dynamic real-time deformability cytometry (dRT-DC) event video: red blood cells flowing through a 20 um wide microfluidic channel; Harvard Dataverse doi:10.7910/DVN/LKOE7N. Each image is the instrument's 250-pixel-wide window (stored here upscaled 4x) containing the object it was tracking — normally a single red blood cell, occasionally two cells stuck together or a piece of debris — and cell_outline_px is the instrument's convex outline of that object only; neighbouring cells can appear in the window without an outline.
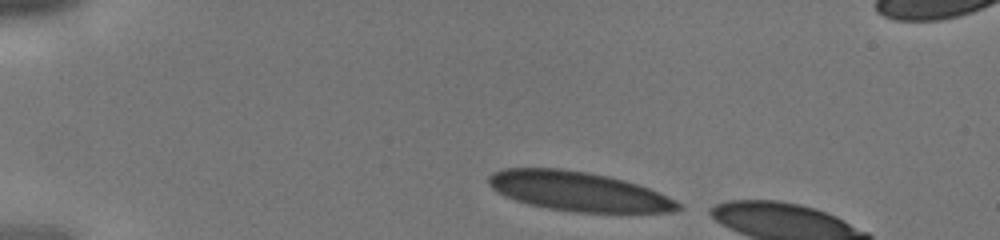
{"species": "human", "species_latin": "Homo sapiens", "temperature_condition": "cold", "stored_images_in_passage": 5, "camera_frame_rate_fps": 3000, "um_per_image_px": 0.085, "donor": {"sex": "male"}, "frame": {"image": 1, "passage_image": 1, "time_ms": 0.0, "image_size_px": [1000, 240], "cell_outline_px": [[684, 208], [672, 212], [572, 212], [548, 208], [528, 204], [504, 196], [492, 188], [488, 184], [488, 176], [492, 172], [504, 168], [560, 168], [588, 172], [608, 176], [624, 180], [648, 188], [676, 200]], "centroid_in_image_um": [49.14, 16.26], "position_along_channel_um": 35.9, "area_um2": 43.47}}